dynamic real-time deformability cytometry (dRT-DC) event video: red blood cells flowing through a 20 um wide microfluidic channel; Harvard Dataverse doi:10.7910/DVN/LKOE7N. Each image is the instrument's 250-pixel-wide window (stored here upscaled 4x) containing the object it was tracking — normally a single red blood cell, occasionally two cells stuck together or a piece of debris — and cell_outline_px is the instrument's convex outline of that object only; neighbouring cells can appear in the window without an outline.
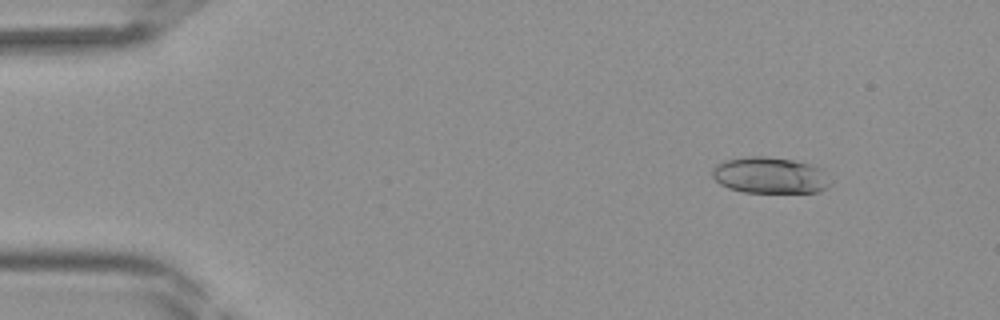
{"species": "Egyptian fruit bat (a non-hibernating species)", "species_latin": "Rousettus aegyptiacus", "temperature_condition": "room temperature", "stored_images_in_passage": 42, "camera_frame_rate_fps": 3000, "um_per_image_px": 0.085, "frame": {"image": 1, "passage_image": 5, "time_ms": 1.333, "image_size_px": [1000, 320], "cell_outline_px": [[832, 184], [828, 188], [820, 192], [744, 192], [728, 188], [720, 184], [712, 176], [712, 168], [724, 160], [748, 156], [764, 156], [792, 160], [808, 164], [820, 168]], "centroid_in_image_um": [65.43, 14.91], "position_along_channel_um": 19.6, "area_um2": 24.91}}
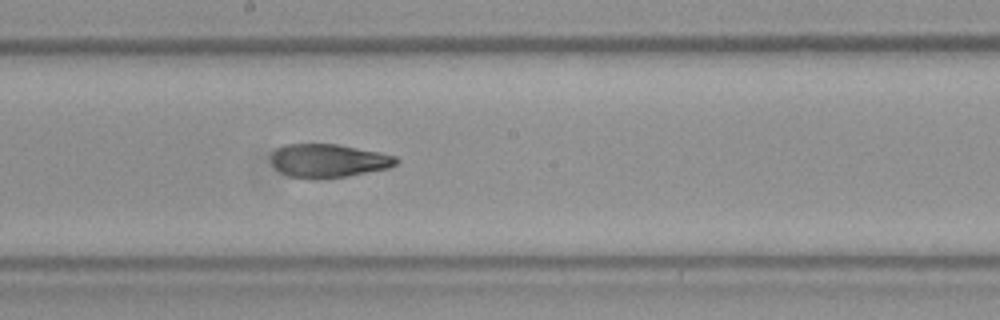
{"frame": {"image": 2, "passage_image": 23, "time_ms": 7.333, "image_size_px": [1000, 320], "cell_outline_px": [[400, 160], [396, 164], [388, 168], [348, 176], [316, 180], [312, 180], [288, 176], [280, 172], [272, 164], [272, 152], [276, 148], [284, 144], [336, 144], [380, 152], [396, 156]], "centroid_in_image_um": [27.9, 13.67], "position_along_channel_um": 220.3, "area_um2": 24.68}}
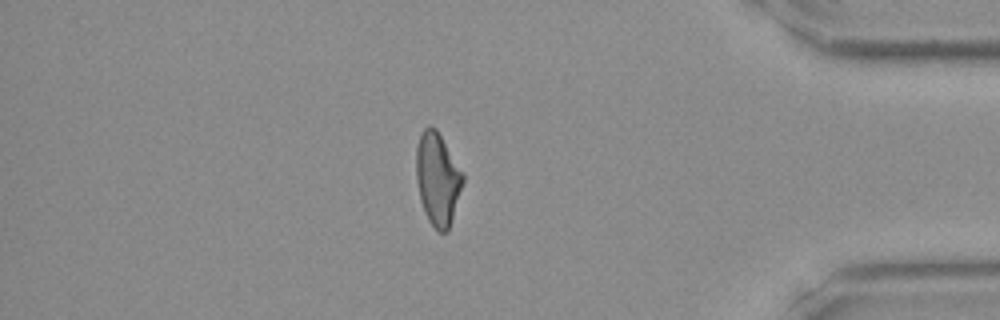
{"frame": {"image": 3, "passage_image": 36, "time_ms": 11.667, "image_size_px": [1000, 320], "cell_outline_px": [[464, 180], [448, 232], [440, 232], [428, 220], [424, 212], [420, 200], [416, 180], [416, 144], [420, 132], [428, 124], [432, 124], [436, 128], [464, 172]], "centroid_in_image_um": [37.18, 15.15], "position_along_channel_um": 398.0, "area_um2": 25.55}}